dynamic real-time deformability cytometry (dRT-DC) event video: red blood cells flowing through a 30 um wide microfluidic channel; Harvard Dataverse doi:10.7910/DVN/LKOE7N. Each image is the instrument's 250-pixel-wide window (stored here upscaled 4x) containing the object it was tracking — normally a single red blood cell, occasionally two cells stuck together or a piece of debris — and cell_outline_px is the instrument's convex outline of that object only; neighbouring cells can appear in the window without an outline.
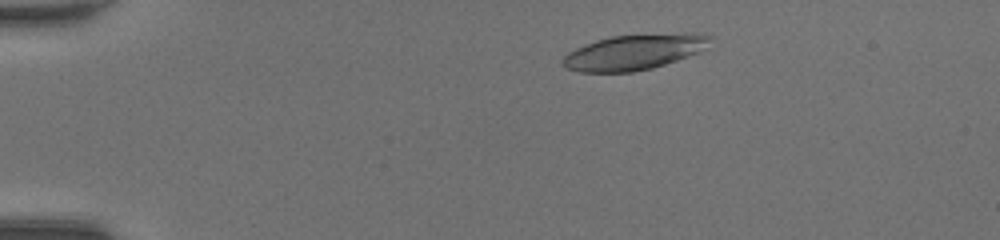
{"species": "common noctule bat (a hibernating species)", "species_latin": "Nyctalus noctula", "temperature_condition": "room temperature", "stored_images_in_passage": 45, "camera_frame_rate_fps": 3000, "um_per_image_px": 0.085, "animal": {"sex": "female", "body_mass_g": 20.0, "forearm_length_mm": 54.0}, "frame": {"image": 1, "passage_image": 7, "time_ms": 2.0, "image_size_px": [1000, 240], "cell_outline_px": [[716, 36], [708, 48], [700, 52], [652, 68], [632, 72], [580, 72], [564, 68], [560, 60], [568, 52], [576, 48], [596, 40], [608, 36], [684, 32], [704, 32]], "centroid_in_image_um": [53.99, 4.4], "position_along_channel_um": 31.0, "area_um2": 31.21}}